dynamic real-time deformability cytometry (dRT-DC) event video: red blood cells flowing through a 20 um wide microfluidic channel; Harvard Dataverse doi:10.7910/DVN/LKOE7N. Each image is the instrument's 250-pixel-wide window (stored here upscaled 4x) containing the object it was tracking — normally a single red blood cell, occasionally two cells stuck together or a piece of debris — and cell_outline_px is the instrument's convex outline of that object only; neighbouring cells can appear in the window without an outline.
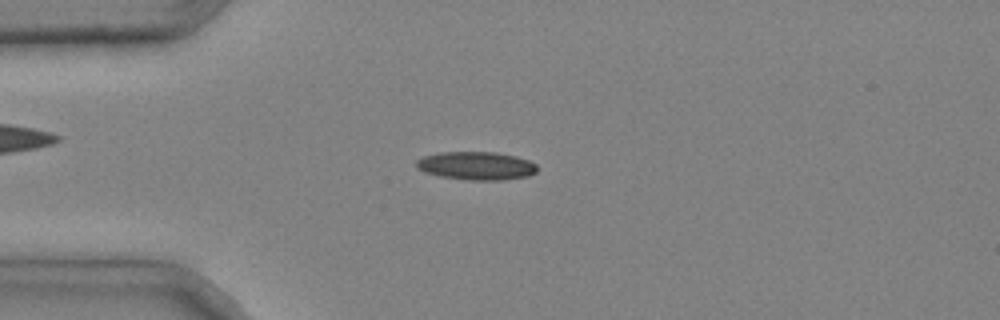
{"species": "common noctule bat (a hibernating species)", "species_latin": "Nyctalus noctula", "temperature_condition": "cold", "stored_images_in_passage": 3, "camera_frame_rate_fps": 3000, "um_per_image_px": 0.085, "animal": {"sex": "male", "body_mass_g": 20.4}, "frame": {"image": 1, "passage_image": 2, "time_ms": 0.333, "image_size_px": [1000, 320], "cell_outline_px": [[536, 172], [528, 176], [504, 180], [468, 180], [440, 176], [424, 172], [416, 168], [416, 160], [424, 156], [440, 152], [496, 152], [516, 156], [528, 160], [536, 164]], "centroid_in_image_um": [40.48, 14.09], "position_along_channel_um": 44.5, "area_um2": 19.94}}